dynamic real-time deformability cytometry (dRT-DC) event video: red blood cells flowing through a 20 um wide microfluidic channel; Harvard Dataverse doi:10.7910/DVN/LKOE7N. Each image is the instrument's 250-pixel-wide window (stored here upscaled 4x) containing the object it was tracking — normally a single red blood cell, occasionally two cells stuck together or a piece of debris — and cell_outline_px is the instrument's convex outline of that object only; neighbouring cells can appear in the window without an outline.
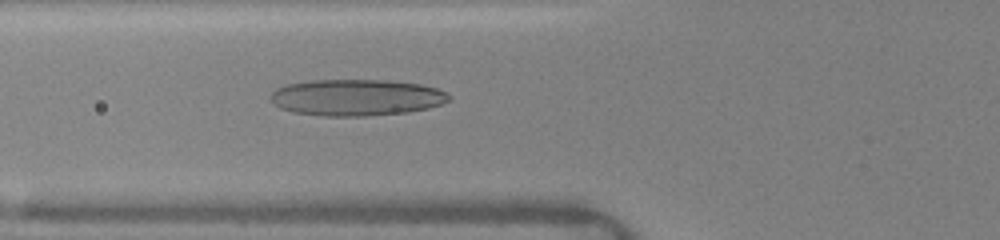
{"species": "human", "species_latin": "Homo sapiens", "temperature_condition": "warm", "stored_images_in_passage": 50, "camera_frame_rate_fps": 3000, "um_per_image_px": 0.085, "donor": {"sex": "female"}, "frame": {"image": 1, "passage_image": 5, "time_ms": 0.667, "image_size_px": [1000, 240], "cell_outline_px": [[452, 100], [428, 108], [408, 112], [368, 116], [324, 116], [292, 112], [280, 108], [272, 100], [272, 92], [276, 88], [288, 84], [312, 80], [388, 80], [420, 84], [436, 88], [448, 92], [452, 96]], "centroid_in_image_um": [30.35, 8.29], "position_along_channel_um": 95.5, "area_um2": 38.03}}
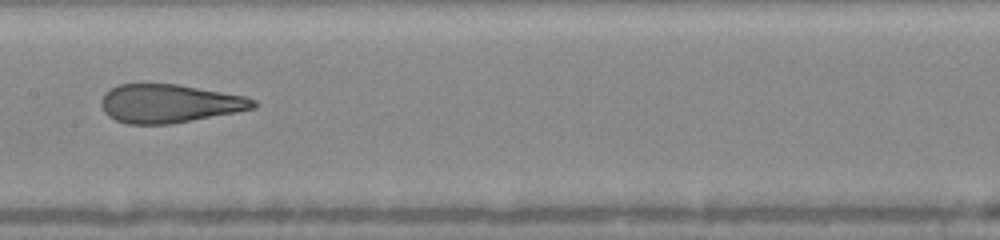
{"frame": {"image": 2, "passage_image": 19, "time_ms": 3.0, "image_size_px": [1000, 240], "cell_outline_px": [[256, 108], [236, 112], [172, 124], [128, 124], [116, 120], [108, 116], [104, 112], [100, 104], [104, 92], [120, 84], [176, 84], [244, 96], [256, 100]], "centroid_in_image_um": [14.37, 8.81], "position_along_channel_um": 193.0, "area_um2": 33.99}}
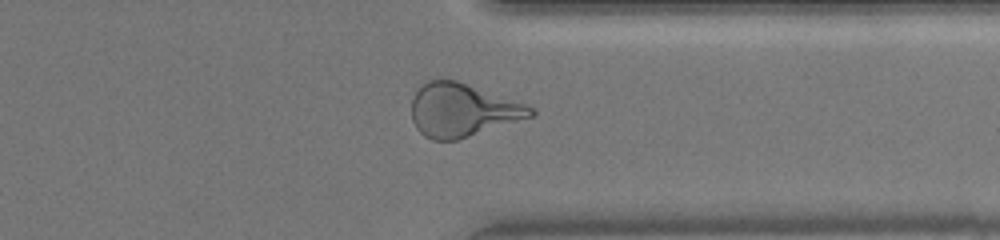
{"frame": {"image": 3, "passage_image": 45, "time_ms": 7.333, "image_size_px": [1000, 240], "cell_outline_px": [[536, 116], [456, 140], [432, 140], [424, 136], [416, 128], [412, 120], [412, 96], [428, 80], [456, 80], [536, 108]], "centroid_in_image_um": [39.32, 9.38], "position_along_channel_um": 372.1, "area_um2": 36.76}, "authors_computed_cell_mechanics": {"area_um2": 34.9112, "velocity_mm_per_s": 4.1431, "shape_relaxation_time_tau1_ms": 5.136, "shape_relaxation_time_tau2_ms": 1.0971, "deformation_change_tau1": 0.2327, "deformation_change_tau2": 0.1149}}